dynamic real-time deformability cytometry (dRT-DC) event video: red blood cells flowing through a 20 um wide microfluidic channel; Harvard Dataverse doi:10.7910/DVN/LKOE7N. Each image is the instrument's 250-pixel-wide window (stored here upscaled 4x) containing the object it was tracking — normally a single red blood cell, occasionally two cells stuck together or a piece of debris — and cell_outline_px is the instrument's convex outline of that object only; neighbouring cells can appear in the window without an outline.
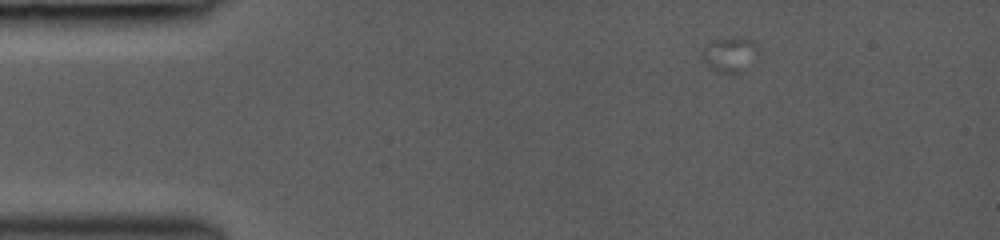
{"species": "common noctule bat (a hibernating species)", "species_latin": "Nyctalus noctula", "temperature_condition": "room temperature", "stored_images_in_passage": 5, "camera_frame_rate_fps": 3000, "um_per_image_px": 0.085, "animal": {"sex": "female", "body_mass_g": 19.0, "forearm_length_mm": 53.3}, "frame": {"image": 1, "passage_image": 1, "time_ms": 0.0, "image_size_px": [1000, 240], "cell_outline_px": [[756, 52], [740, 72], [724, 72], [700, 60], [700, 52], [712, 40], [740, 36], [752, 40], [756, 44]], "centroid_in_image_um": [61.95, 4.55], "position_along_channel_um": 23.0, "area_um2": 10.75}}